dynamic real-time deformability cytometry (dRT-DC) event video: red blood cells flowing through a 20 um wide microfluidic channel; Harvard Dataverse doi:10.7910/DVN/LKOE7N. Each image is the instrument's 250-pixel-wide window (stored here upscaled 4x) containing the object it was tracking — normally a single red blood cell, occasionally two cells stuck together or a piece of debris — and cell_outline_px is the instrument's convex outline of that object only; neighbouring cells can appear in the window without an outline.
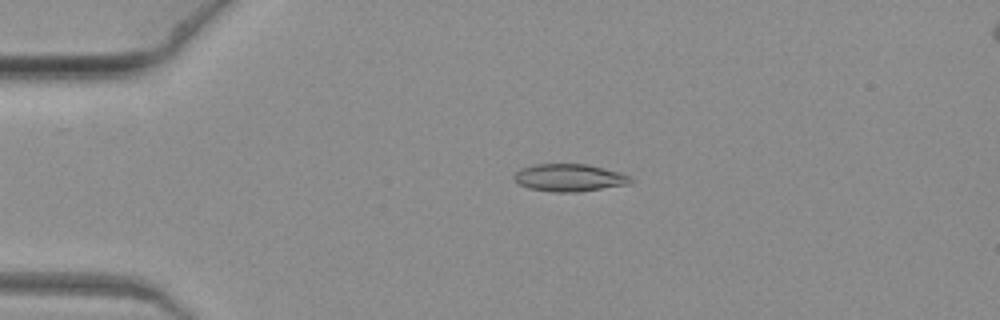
{"species": "common noctule bat (a hibernating species)", "species_latin": "Nyctalus noctula", "temperature_condition": "warm", "stored_images_in_passage": 6, "camera_frame_rate_fps": 3000, "um_per_image_px": 0.085, "animal": {"sex": "female", "body_mass_g": 19.3, "forearm_length_mm": 54.1}, "frame": {"image": 1, "passage_image": 4, "time_ms": 1.0, "image_size_px": [1000, 320], "cell_outline_px": [[636, 180], [628, 184], [576, 192], [552, 192], [528, 188], [520, 184], [512, 176], [520, 168], [536, 164], [588, 164], [620, 172]], "centroid_in_image_um": [48.39, 15.1], "position_along_channel_um": 36.6, "area_um2": 18.61}}